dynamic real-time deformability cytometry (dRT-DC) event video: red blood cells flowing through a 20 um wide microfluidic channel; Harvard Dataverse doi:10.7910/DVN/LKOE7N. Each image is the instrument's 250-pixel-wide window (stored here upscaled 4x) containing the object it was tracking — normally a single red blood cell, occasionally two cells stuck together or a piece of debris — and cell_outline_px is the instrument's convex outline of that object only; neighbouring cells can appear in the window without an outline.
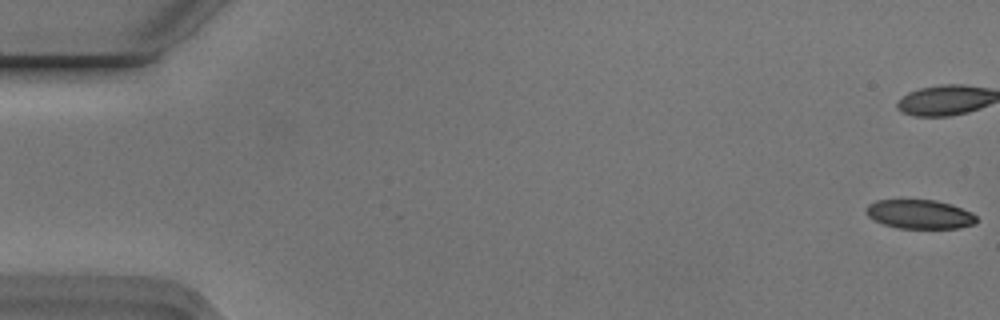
{"species": "Egyptian fruit bat (a non-hibernating species)", "species_latin": "Rousettus aegyptiacus", "temperature_condition": "cold", "stored_images_in_passage": 5, "segment_of_instrument_passage": [2, 2], "camera_frame_rate_fps": 3000, "um_per_image_px": 0.085, "animal": {"sex": "male"}, "frame": {"image": 1, "passage_image": 5, "time_ms": 1.333, "image_size_px": [1000, 320], "cell_outline_px": [[976, 224], [960, 228], [900, 228], [884, 224], [868, 216], [864, 212], [864, 208], [868, 204], [876, 200], [936, 200], [952, 204], [972, 212], [976, 216]], "centroid_in_image_um": [78.18, 18.2], "position_along_channel_um": 6.8, "area_um2": 18.79}}